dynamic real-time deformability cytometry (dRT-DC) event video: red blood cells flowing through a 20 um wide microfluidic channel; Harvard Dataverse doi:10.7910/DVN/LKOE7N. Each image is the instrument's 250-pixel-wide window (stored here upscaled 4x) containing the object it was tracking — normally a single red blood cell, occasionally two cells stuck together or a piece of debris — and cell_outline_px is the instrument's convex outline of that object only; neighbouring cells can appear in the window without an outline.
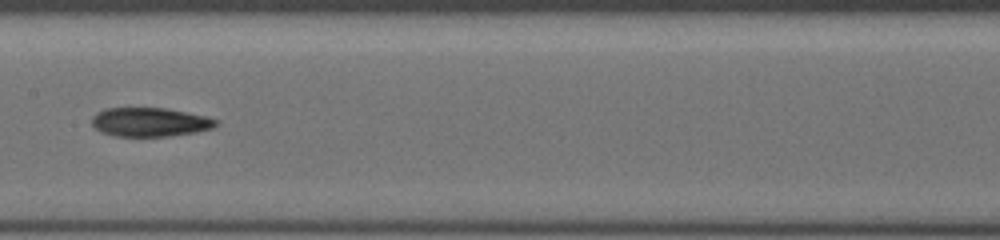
{"species": "common noctule bat (a hibernating species)", "species_latin": "Nyctalus noctula", "temperature_condition": "cold", "stored_images_in_passage": 32, "camera_frame_rate_fps": 3000, "um_per_image_px": 0.085, "animal": {"sex": "female", "body_mass_g": 19.5, "forearm_length_mm": 54.1}, "frame": {"image": 1, "passage_image": 10, "time_ms": 3.0, "image_size_px": [1000, 240], "cell_outline_px": [[220, 124], [212, 128], [196, 132], [168, 136], [116, 136], [100, 132], [92, 124], [92, 116], [108, 108], [168, 108], [204, 116], [216, 120]], "centroid_in_image_um": [12.75, 10.38], "position_along_channel_um": 194.6, "area_um2": 20.75}}
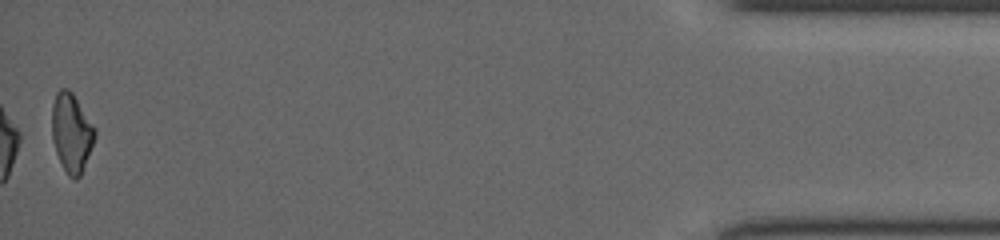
{"frame": {"image": 2, "passage_image": 32, "time_ms": 10.333, "image_size_px": [1000, 240], "cell_outline_px": [[96, 136], [80, 176], [76, 180], [72, 180], [68, 176], [56, 152], [52, 140], [52, 104], [56, 92], [60, 88], [68, 88], [72, 92], [96, 128]], "centroid_in_image_um": [6.07, 11.26], "position_along_channel_um": 429.1, "area_um2": 19.77}}